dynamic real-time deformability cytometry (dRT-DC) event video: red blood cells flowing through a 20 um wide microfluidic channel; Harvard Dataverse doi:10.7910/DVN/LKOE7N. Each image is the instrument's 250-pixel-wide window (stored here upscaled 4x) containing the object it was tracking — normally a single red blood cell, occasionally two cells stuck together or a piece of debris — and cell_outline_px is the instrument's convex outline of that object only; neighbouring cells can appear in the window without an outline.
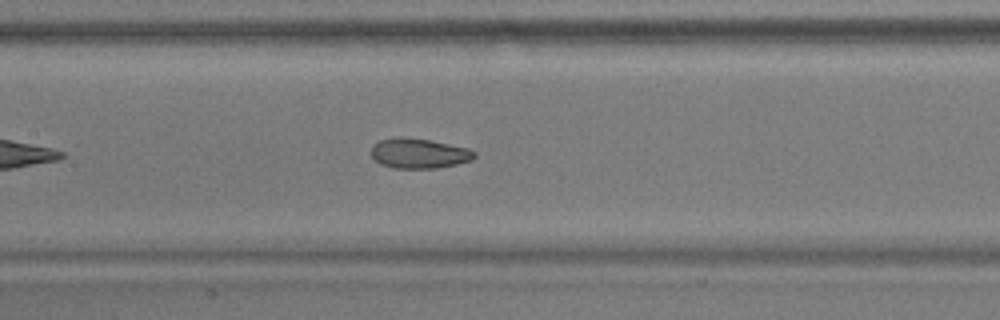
{"species": "common noctule bat (a hibernating species)", "species_latin": "Nyctalus noctula", "temperature_condition": "warm", "stored_images_in_passage": 23, "camera_frame_rate_fps": 3000, "um_per_image_px": 0.085, "animal": {"sex": "male", "body_mass_g": 17.9}, "frame": {"image": 1, "passage_image": 14, "time_ms": 4.333, "image_size_px": [1000, 320], "cell_outline_px": [[476, 156], [472, 160], [456, 164], [436, 168], [392, 168], [380, 164], [372, 156], [372, 144], [380, 140], [396, 136], [400, 136], [428, 140], [468, 148], [476, 152]], "centroid_in_image_um": [35.59, 13.03], "position_along_channel_um": 171.8, "area_um2": 18.03}}